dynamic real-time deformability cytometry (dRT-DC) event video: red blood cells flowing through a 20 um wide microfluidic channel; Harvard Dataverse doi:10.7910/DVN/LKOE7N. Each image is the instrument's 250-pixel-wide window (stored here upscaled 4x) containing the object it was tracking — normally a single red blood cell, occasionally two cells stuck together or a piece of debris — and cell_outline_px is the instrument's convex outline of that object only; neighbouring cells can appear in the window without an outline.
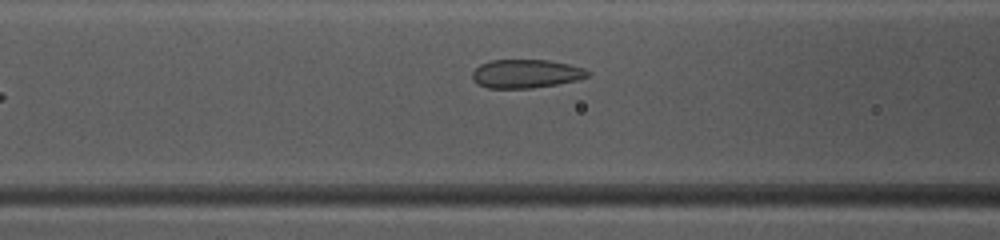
{"species": "common noctule bat (a hibernating species)", "species_latin": "Nyctalus noctula", "temperature_condition": "warm", "stored_images_in_passage": 32, "camera_frame_rate_fps": 3000, "um_per_image_px": 0.085, "animal": {"sex": "female", "body_mass_g": 10.0, "forearm_length_mm": 53.1}, "frame": {"image": 1, "passage_image": 6, "time_ms": 1.667, "image_size_px": [1000, 240], "cell_outline_px": [[588, 76], [576, 80], [556, 84], [532, 88], [488, 88], [472, 80], [472, 72], [480, 64], [492, 60], [548, 60], [568, 64], [584, 68], [588, 72]], "centroid_in_image_um": [44.67, 6.26], "position_along_channel_um": 121.9, "area_um2": 19.02}}
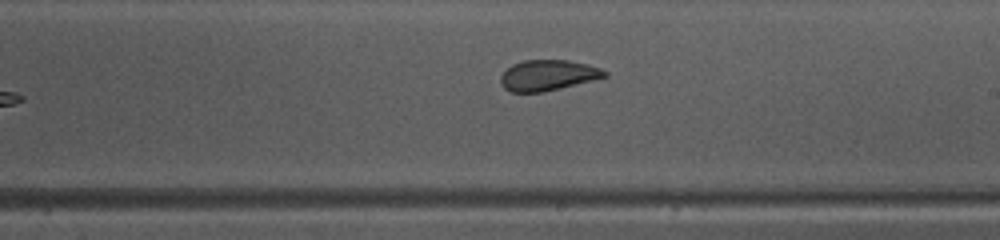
{"frame": {"image": 2, "passage_image": 15, "time_ms": 4.667, "image_size_px": [1000, 240], "cell_outline_px": [[608, 76], [544, 92], [512, 92], [504, 88], [500, 84], [500, 76], [512, 64], [524, 60], [568, 60], [588, 64], [600, 68], [608, 72]], "centroid_in_image_um": [46.56, 6.39], "position_along_channel_um": 242.4, "area_um2": 18.55}}
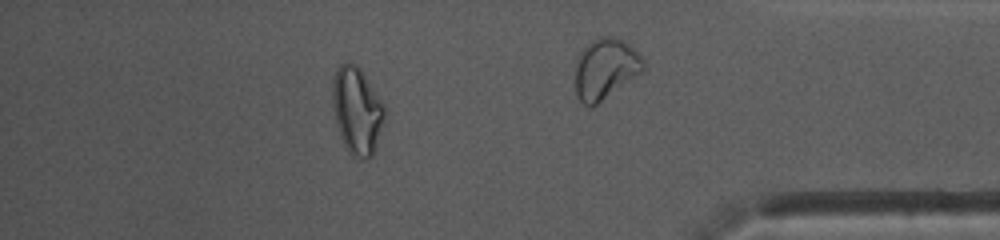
{"frame": {"image": 3, "passage_image": 26, "time_ms": 8.333, "image_size_px": [1000, 240], "cell_outline_px": [[384, 120], [372, 156], [368, 160], [364, 160], [352, 156], [344, 144], [340, 136], [336, 124], [332, 108], [332, 80], [336, 68], [340, 64], [348, 60], [356, 64], [360, 68], [384, 104]], "centroid_in_image_um": [30.31, 9.37], "position_along_channel_um": 404.9, "area_um2": 26.65}}